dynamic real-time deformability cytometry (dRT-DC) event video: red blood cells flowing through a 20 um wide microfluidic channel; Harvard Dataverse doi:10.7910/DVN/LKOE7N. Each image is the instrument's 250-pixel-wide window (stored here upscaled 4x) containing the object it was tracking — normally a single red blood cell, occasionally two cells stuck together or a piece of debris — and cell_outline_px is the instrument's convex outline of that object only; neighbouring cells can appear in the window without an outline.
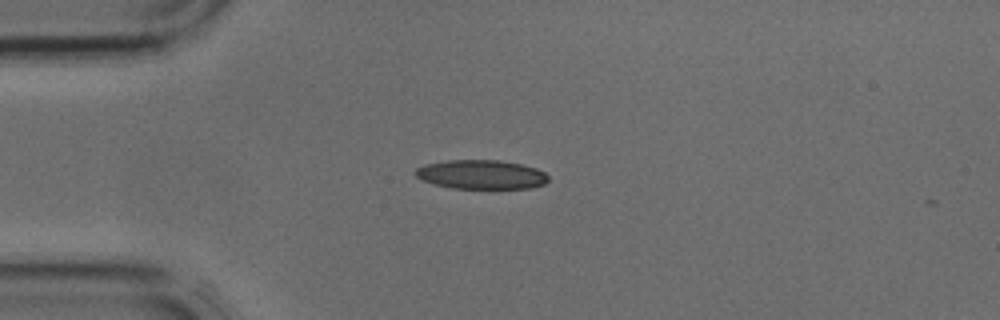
{"species": "common noctule bat (a hibernating species)", "species_latin": "Nyctalus noctula", "temperature_condition": "cold", "stored_images_in_passage": 2, "camera_frame_rate_fps": 3000, "um_per_image_px": 0.085, "animal": {"sex": "male", "body_mass_g": 17.9, "forearm_length_mm": 54.2}, "frame": {"image": 1, "passage_image": 2, "time_ms": 0.333, "image_size_px": [1000, 320], "cell_outline_px": [[548, 180], [544, 184], [532, 188], [452, 188], [420, 180], [412, 172], [416, 168], [424, 164], [448, 160], [500, 160], [520, 164], [536, 168], [544, 172], [548, 176]], "centroid_in_image_um": [40.88, 14.83], "position_along_channel_um": 44.1, "area_um2": 22.6}}